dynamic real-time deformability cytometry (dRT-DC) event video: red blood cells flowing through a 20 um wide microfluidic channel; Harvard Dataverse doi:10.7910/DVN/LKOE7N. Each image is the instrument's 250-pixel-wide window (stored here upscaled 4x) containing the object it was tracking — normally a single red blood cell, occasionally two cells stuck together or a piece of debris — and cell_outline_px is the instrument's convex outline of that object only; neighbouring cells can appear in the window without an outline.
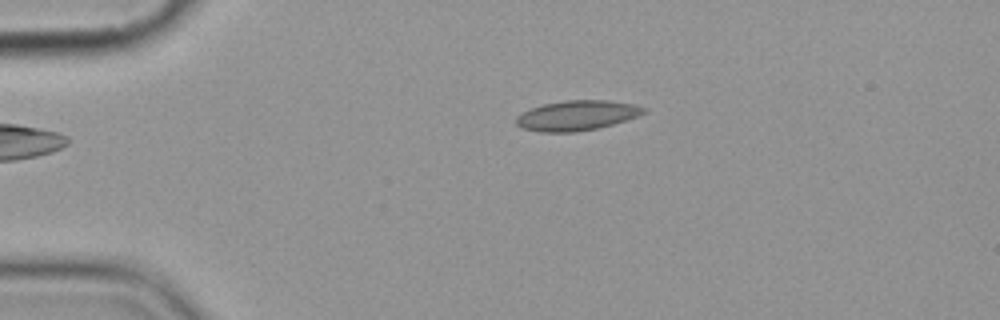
{"species": "common noctule bat (a hibernating species)", "species_latin": "Nyctalus noctula", "temperature_condition": "cold", "stored_images_in_passage": 4, "camera_frame_rate_fps": 3000, "um_per_image_px": 0.085, "animal": {"sex": "female", "body_mass_g": 19.9}, "frame": {"image": 1, "passage_image": 4, "time_ms": 3.667, "image_size_px": [1000, 320], "cell_outline_px": [[644, 112], [636, 116], [612, 124], [596, 128], [576, 132], [540, 132], [520, 128], [516, 124], [516, 116], [532, 108], [544, 104], [564, 100], [608, 100], [632, 104], [644, 108]], "centroid_in_image_um": [48.96, 9.82], "position_along_channel_um": 36.0, "area_um2": 21.96}}